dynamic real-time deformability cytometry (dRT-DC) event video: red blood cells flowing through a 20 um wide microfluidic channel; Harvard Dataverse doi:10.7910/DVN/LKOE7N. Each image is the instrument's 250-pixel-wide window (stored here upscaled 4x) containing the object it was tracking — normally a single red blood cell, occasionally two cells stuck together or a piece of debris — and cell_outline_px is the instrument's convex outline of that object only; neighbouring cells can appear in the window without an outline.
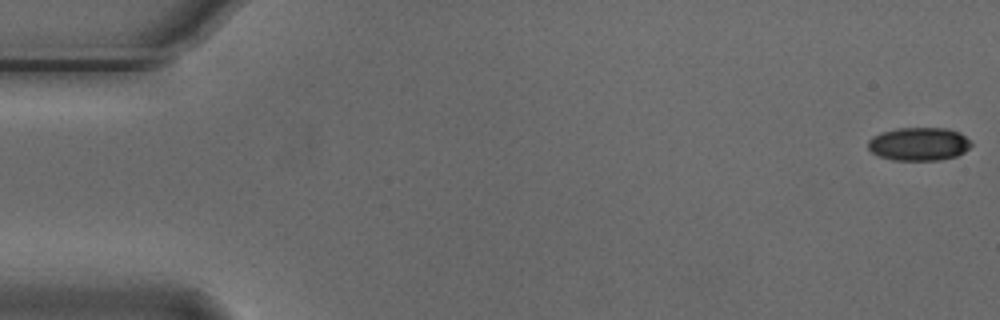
{"species": "Egyptian fruit bat (a non-hibernating species)", "species_latin": "Rousettus aegyptiacus", "temperature_condition": "cold", "stored_images_in_passage": 48, "camera_frame_rate_fps": 3000, "um_per_image_px": 0.085, "animal": {"sex": "male"}, "frame": {"image": 1, "passage_image": 1, "time_ms": 0.0, "image_size_px": [1000, 320], "cell_outline_px": [[972, 144], [964, 152], [956, 156], [940, 160], [892, 160], [880, 156], [872, 152], [868, 148], [868, 140], [872, 136], [880, 132], [896, 128], [948, 128], [960, 132]], "centroid_in_image_um": [78.08, 12.23], "position_along_channel_um": 6.9, "area_um2": 20.06}}
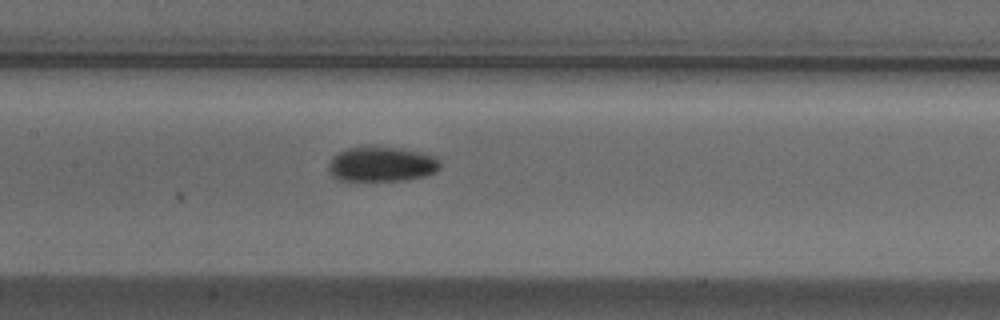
{"frame": {"image": 2, "passage_image": 26, "time_ms": 8.333, "image_size_px": [1000, 320], "cell_outline_px": [[440, 168], [436, 172], [424, 176], [404, 180], [336, 180], [328, 172], [328, 164], [332, 156], [336, 152], [348, 148], [368, 144], [372, 144], [420, 152], [436, 156], [440, 160]], "centroid_in_image_um": [32.39, 13.92], "position_along_channel_um": 175.0, "area_um2": 23.29}}
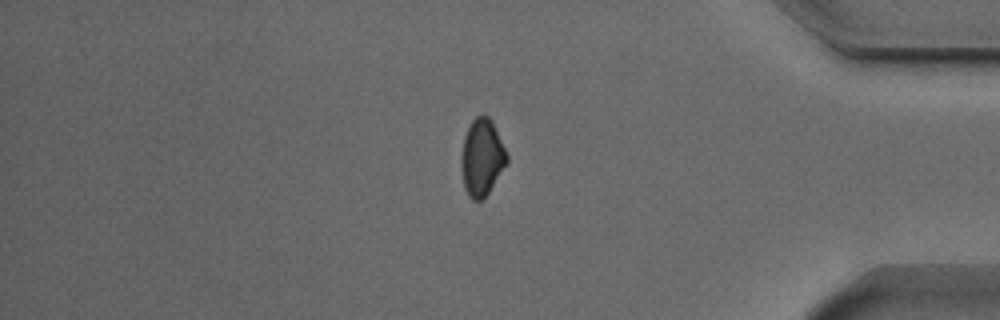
{"frame": {"image": 3, "passage_image": 46, "time_ms": 15.0, "image_size_px": [1000, 320], "cell_outline_px": [[508, 164], [488, 192], [480, 200], [472, 200], [468, 196], [464, 188], [460, 168], [460, 156], [464, 136], [472, 120], [476, 116], [488, 116], [492, 120], [508, 156]], "centroid_in_image_um": [40.94, 13.39], "position_along_channel_um": 394.3, "area_um2": 20.58}, "authors_computed_cell_mechanics": {"area_um2": 21.5305, "velocity_mm_per_s": 3.7456, "shape_relaxation_time_tau1_ms": 2.5334, "shape_relaxation_time_tau2_ms": null, "deformation_change_tau1": 0.0886, "deformation_change_tau2": null}}